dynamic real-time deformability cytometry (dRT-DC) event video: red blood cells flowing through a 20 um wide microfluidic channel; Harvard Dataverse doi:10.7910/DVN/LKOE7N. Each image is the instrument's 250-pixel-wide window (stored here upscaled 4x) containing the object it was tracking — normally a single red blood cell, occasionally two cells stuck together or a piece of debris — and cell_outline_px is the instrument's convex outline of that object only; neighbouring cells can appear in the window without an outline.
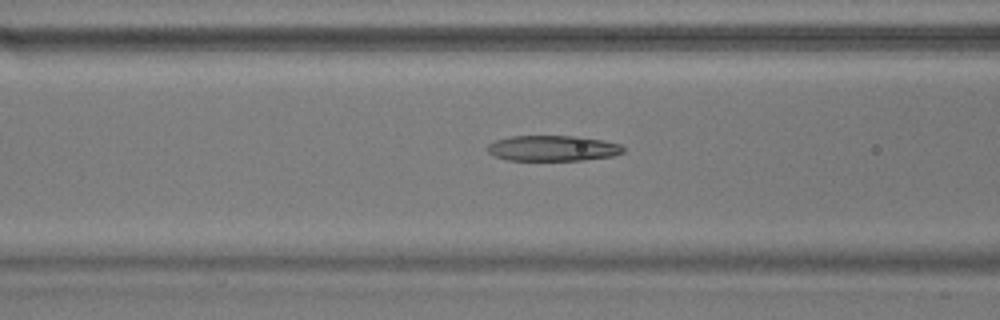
{"species": "common noctule bat (a hibernating species)", "species_latin": "Nyctalus noctula", "temperature_condition": "warm", "stored_images_in_passage": 39, "camera_frame_rate_fps": 3000, "um_per_image_px": 0.085, "animal": {"sex": "male", "body_mass_g": 17.9}, "frame": {"image": 1, "passage_image": 6, "time_ms": 1.667, "image_size_px": [1000, 320], "cell_outline_px": [[624, 152], [612, 156], [584, 160], [508, 160], [496, 156], [488, 152], [488, 144], [496, 140], [512, 136], [576, 136], [604, 140], [620, 144], [624, 148]], "centroid_in_image_um": [47.01, 12.6], "position_along_channel_um": 119.6, "area_um2": 20.17}}
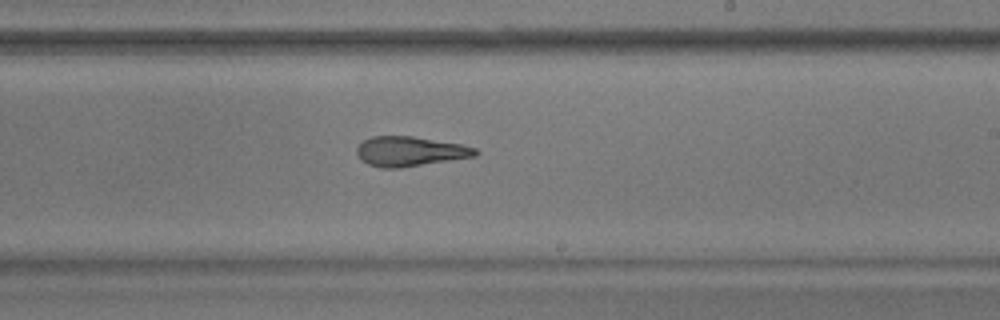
{"frame": {"image": 2, "passage_image": 17, "time_ms": 5.333, "image_size_px": [1000, 320], "cell_outline_px": [[480, 152], [476, 156], [400, 168], [380, 168], [368, 164], [356, 152], [356, 148], [364, 140], [372, 136], [412, 136], [460, 144], [476, 148]], "centroid_in_image_um": [34.86, 12.87], "position_along_channel_um": 254.1, "area_um2": 20.4}}
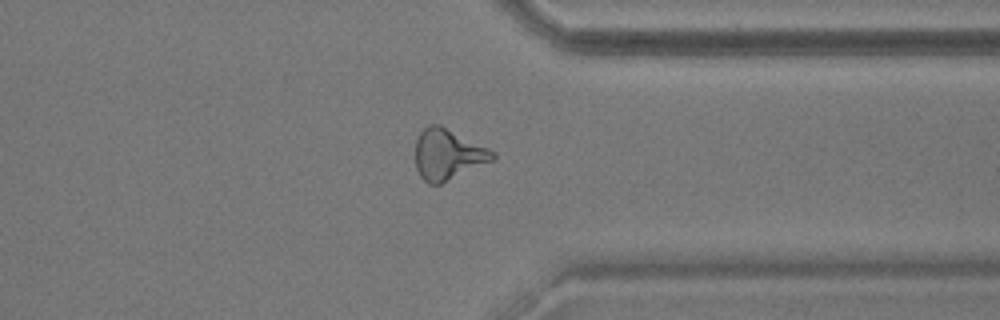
{"frame": {"image": 3, "passage_image": 27, "time_ms": 8.667, "image_size_px": [1000, 320], "cell_outline_px": [[496, 160], [440, 184], [428, 184], [420, 176], [416, 168], [416, 140], [420, 132], [428, 124], [440, 124], [496, 152]], "centroid_in_image_um": [38.09, 13.13], "position_along_channel_um": 373.3, "area_um2": 23.0}, "authors_computed_cell_mechanics": {"area_um2": 20.9236, "velocity_mm_per_s": 3.6683, "shape_relaxation_time_tau1_ms": 9.9294, "shape_relaxation_time_tau2_ms": 2.833, "deformation_change_tau1": 0.2732, "deformation_change_tau2": 0.1471}}